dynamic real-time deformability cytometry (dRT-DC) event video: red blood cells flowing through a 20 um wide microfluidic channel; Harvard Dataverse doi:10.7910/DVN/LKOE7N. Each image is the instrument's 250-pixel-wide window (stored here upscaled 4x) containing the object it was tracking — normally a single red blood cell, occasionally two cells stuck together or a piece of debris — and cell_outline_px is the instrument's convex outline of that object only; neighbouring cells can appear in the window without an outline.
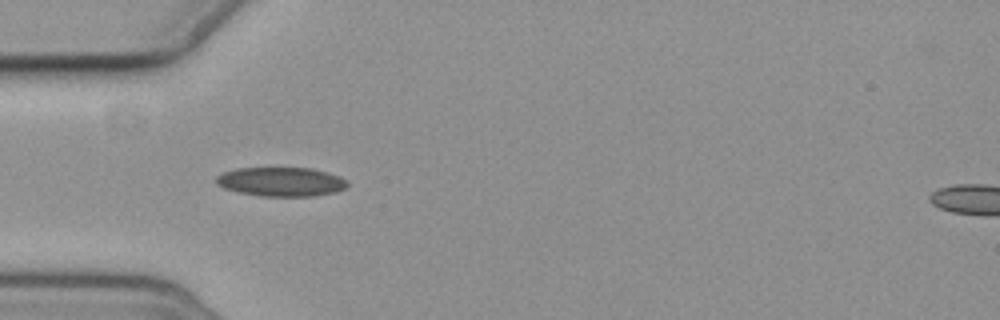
{"species": "common noctule bat (a hibernating species)", "species_latin": "Nyctalus noctula", "temperature_condition": "cold", "stored_images_in_passage": 4, "camera_frame_rate_fps": 3000, "um_per_image_px": 0.085, "animal": {"sex": "female", "body_mass_g": 19.3, "forearm_length_mm": 54.1}, "frame": {"image": 1, "passage_image": 3, "time_ms": 2.667, "image_size_px": [1000, 320], "cell_outline_px": [[348, 184], [344, 188], [336, 192], [312, 196], [260, 196], [240, 192], [224, 188], [216, 184], [216, 176], [224, 172], [236, 168], [312, 168], [328, 172], [340, 176]], "centroid_in_image_um": [23.88, 15.44], "position_along_channel_um": 61.1, "area_um2": 22.2}}
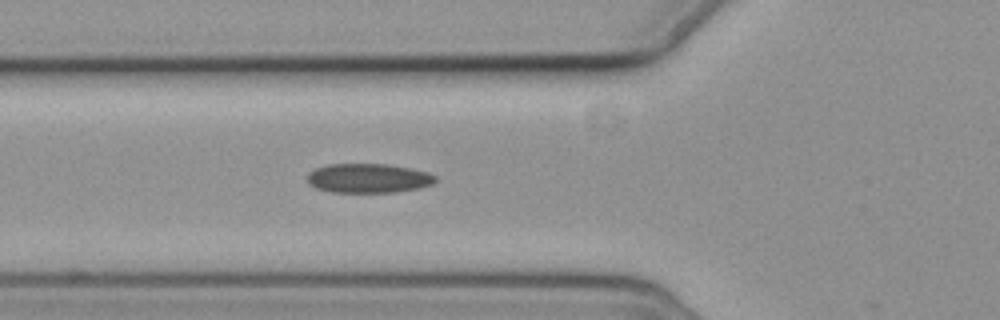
{"frame": {"image": 2, "passage_image": 4, "time_ms": 3.667, "image_size_px": [1000, 320], "cell_outline_px": [[436, 180], [432, 184], [420, 188], [396, 192], [332, 192], [316, 188], [308, 184], [308, 172], [316, 168], [328, 164], [388, 164], [412, 168], [428, 172], [436, 176]], "centroid_in_image_um": [31.32, 15.14], "position_along_channel_um": 94.5, "area_um2": 22.02}}